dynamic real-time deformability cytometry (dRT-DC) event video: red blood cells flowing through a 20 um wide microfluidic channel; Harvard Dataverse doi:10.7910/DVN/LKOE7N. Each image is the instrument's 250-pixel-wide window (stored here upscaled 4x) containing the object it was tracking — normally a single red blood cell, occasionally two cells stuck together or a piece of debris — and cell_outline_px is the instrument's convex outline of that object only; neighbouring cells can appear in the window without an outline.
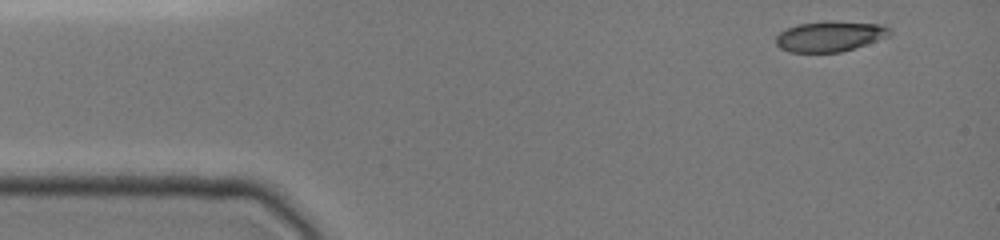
{"species": "common noctule bat (a hibernating species)", "species_latin": "Nyctalus noctula", "temperature_condition": "cold", "stored_images_in_passage": 5, "camera_frame_rate_fps": 3000, "um_per_image_px": 0.085, "animal": {"sex": "female", "body_mass_g": 19.0, "forearm_length_mm": 51.5}, "frame": {"image": 1, "passage_image": 1, "time_ms": 0.0, "image_size_px": [1000, 240], "cell_outline_px": [[892, 32], [888, 36], [840, 52], [788, 52], [780, 48], [776, 44], [776, 36], [780, 32], [796, 24], [824, 20], [832, 20], [880, 24], [888, 28]], "centroid_in_image_um": [70.49, 3.06], "position_along_channel_um": 14.5, "area_um2": 20.17}}
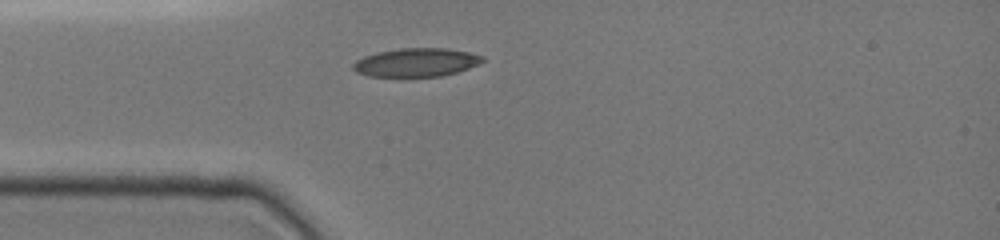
{"frame": {"image": 2, "passage_image": 5, "time_ms": 3.0, "image_size_px": [1000, 240], "cell_outline_px": [[484, 60], [480, 64], [456, 72], [440, 76], [368, 76], [356, 72], [352, 68], [352, 64], [356, 60], [364, 56], [376, 52], [400, 48], [448, 48], [468, 52], [484, 56]], "centroid_in_image_um": [35.37, 5.29], "position_along_channel_um": 49.6, "area_um2": 21.5}}